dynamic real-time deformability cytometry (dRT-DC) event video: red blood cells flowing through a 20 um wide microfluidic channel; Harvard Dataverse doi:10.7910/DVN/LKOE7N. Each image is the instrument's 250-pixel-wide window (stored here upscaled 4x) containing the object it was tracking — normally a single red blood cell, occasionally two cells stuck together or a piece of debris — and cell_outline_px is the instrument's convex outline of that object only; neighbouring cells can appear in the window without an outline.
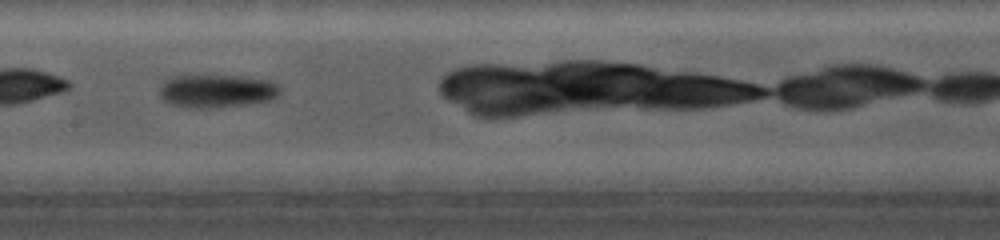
{"species": "common noctule bat (a hibernating species)", "species_latin": "Nyctalus noctula", "temperature_condition": "cold", "stored_images_in_passage": 18, "camera_frame_rate_fps": 5000, "um_per_image_px": 0.085, "animal": {"sex": "female", "body_mass_g": 19.0, "forearm_length_mm": 56.7}, "frame": {"image": 1, "passage_image": 6, "time_ms": 3.0, "image_size_px": [1000, 240], "cell_outline_px": [[280, 92], [276, 96], [268, 100], [240, 104], [208, 108], [192, 108], [172, 104], [164, 100], [160, 96], [160, 88], [164, 80], [168, 76], [240, 76], [268, 80], [280, 84]], "centroid_in_image_um": [18.4, 7.72], "position_along_channel_um": 189.0, "area_um2": 22.95}}
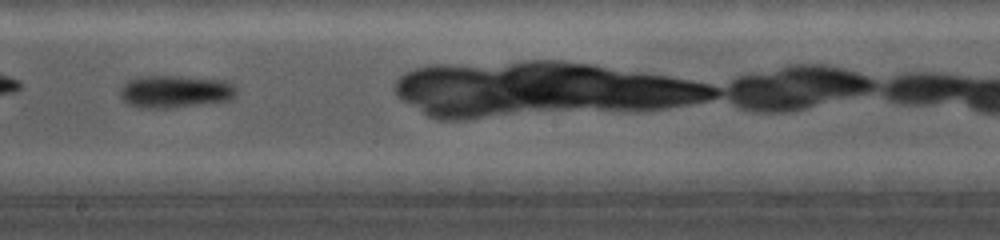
{"frame": {"image": 2, "passage_image": 8, "time_ms": 4.2, "image_size_px": [1000, 240], "cell_outline_px": [[236, 96], [232, 100], [168, 108], [140, 108], [128, 104], [120, 96], [120, 88], [128, 80], [136, 76], [176, 76], [224, 80], [232, 84], [236, 88]], "centroid_in_image_um": [14.87, 7.78], "position_along_channel_um": 233.3, "area_um2": 22.14}, "authors_computed_cell_mechanics": {"area_um2": 20.7213, "velocity_mm_per_s": 3.6983, "shape_relaxation_time_tau1_ms": null, "shape_relaxation_time_tau2_ms": 1.7164, "deformation_change_tau1": null, "deformation_change_tau2": 0.043}}